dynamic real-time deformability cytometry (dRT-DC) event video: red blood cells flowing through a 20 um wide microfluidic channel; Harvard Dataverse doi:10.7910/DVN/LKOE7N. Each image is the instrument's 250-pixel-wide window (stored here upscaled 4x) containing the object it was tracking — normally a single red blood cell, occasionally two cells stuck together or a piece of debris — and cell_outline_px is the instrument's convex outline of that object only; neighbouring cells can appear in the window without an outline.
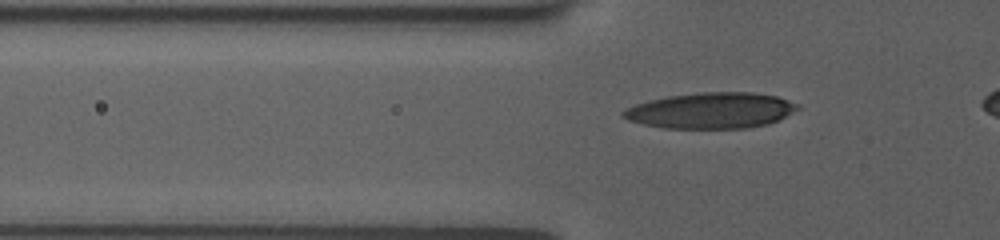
{"species": "human", "species_latin": "Homo sapiens", "temperature_condition": "room temperature", "stored_images_in_passage": 38, "camera_frame_rate_fps": 3000, "um_per_image_px": 0.085, "donor": {"sex": "female"}, "frame": {"image": 1, "passage_image": 7, "time_ms": 2.0, "image_size_px": [1000, 240], "cell_outline_px": [[800, 108], [768, 124], [744, 128], [664, 128], [644, 124], [628, 120], [620, 116], [620, 112], [624, 108], [648, 100], [668, 96], [700, 92], [752, 92], [776, 96], [800, 104]], "centroid_in_image_um": [60.39, 9.39], "position_along_channel_um": 65.4, "area_um2": 36.47}}
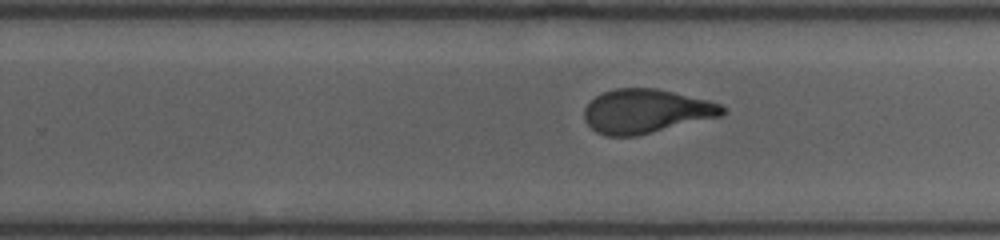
{"frame": {"image": 2, "passage_image": 24, "time_ms": 7.667, "image_size_px": [1000, 240], "cell_outline_px": [[728, 112], [720, 116], [636, 136], [608, 136], [596, 132], [584, 120], [584, 108], [596, 96], [604, 92], [616, 88], [656, 88], [708, 100], [720, 104]], "centroid_in_image_um": [54.9, 9.45], "position_along_channel_um": 274.9, "area_um2": 35.2}}
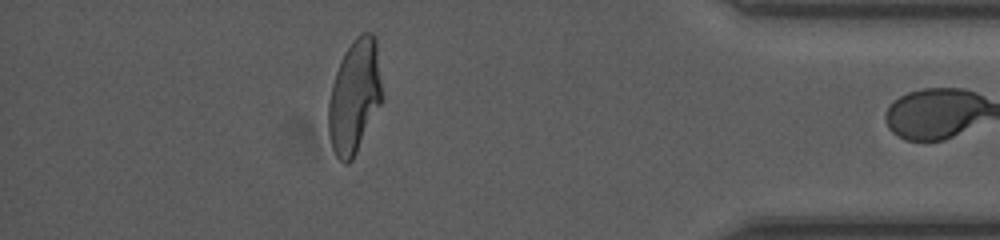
{"frame": {"image": 3, "passage_image": 37, "time_ms": 12.0, "image_size_px": [1000, 240], "cell_outline_px": [[384, 100], [352, 160], [348, 164], [344, 164], [336, 156], [332, 148], [328, 132], [328, 104], [332, 84], [340, 60], [344, 52], [352, 40], [360, 32], [372, 32], [376, 36], [384, 96]], "centroid_in_image_um": [30.16, 8.17], "position_along_channel_um": 405.0, "area_um2": 36.36}}